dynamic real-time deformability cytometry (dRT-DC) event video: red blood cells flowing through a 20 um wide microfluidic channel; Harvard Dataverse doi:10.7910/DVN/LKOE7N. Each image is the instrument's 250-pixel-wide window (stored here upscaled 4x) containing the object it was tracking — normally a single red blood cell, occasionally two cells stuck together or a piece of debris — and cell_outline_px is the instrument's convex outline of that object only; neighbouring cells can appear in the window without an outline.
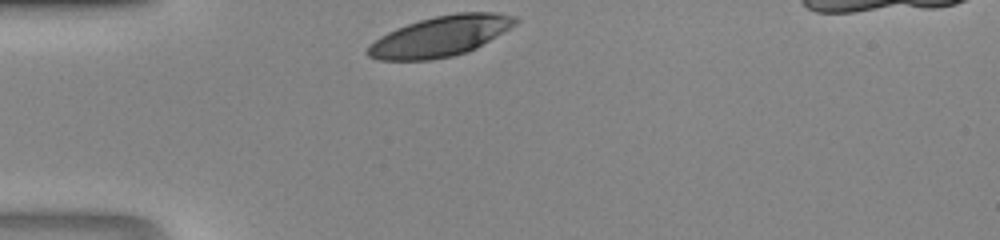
{"species": "human", "species_latin": "Homo sapiens", "temperature_condition": "room temperature", "stored_images_in_passage": 25, "camera_frame_rate_fps": 3000, "um_per_image_px": 0.085, "donor": {"sex": "male"}, "frame": {"image": 1, "passage_image": 1, "time_ms": 0.0, "image_size_px": [1000, 240], "cell_outline_px": [[520, 20], [516, 24], [476, 48], [468, 52], [452, 56], [428, 60], [376, 60], [368, 56], [364, 52], [368, 44], [380, 36], [396, 28], [420, 20], [436, 16], [456, 12], [492, 12], [516, 16]], "centroid_in_image_um": [37.39, 3.09], "position_along_channel_um": 47.6, "area_um2": 34.8}}
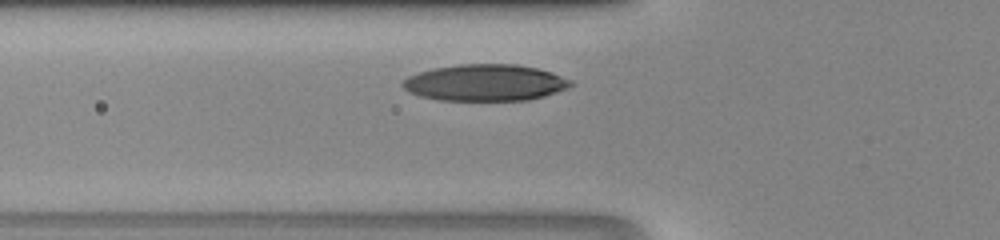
{"frame": {"image": 2, "passage_image": 5, "time_ms": 1.333, "image_size_px": [1000, 240], "cell_outline_px": [[572, 84], [568, 88], [544, 96], [528, 100], [440, 100], [420, 96], [408, 92], [400, 84], [408, 76], [420, 72], [436, 68], [460, 64], [516, 64], [536, 68], [572, 80]], "centroid_in_image_um": [41.22, 7.03], "position_along_channel_um": 84.6, "area_um2": 35.49}}
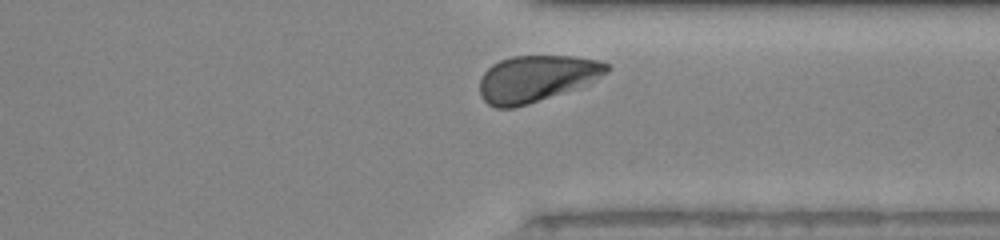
{"frame": {"image": 3, "passage_image": 24, "time_ms": 7.667, "image_size_px": [1000, 240], "cell_outline_px": [[612, 68], [608, 72], [576, 88], [528, 104], [512, 108], [496, 108], [488, 104], [480, 96], [480, 80], [484, 72], [492, 64], [500, 60], [512, 56], [572, 56], [600, 60], [608, 64]], "centroid_in_image_um": [45.57, 6.67], "position_along_channel_um": 365.8, "area_um2": 34.22}}